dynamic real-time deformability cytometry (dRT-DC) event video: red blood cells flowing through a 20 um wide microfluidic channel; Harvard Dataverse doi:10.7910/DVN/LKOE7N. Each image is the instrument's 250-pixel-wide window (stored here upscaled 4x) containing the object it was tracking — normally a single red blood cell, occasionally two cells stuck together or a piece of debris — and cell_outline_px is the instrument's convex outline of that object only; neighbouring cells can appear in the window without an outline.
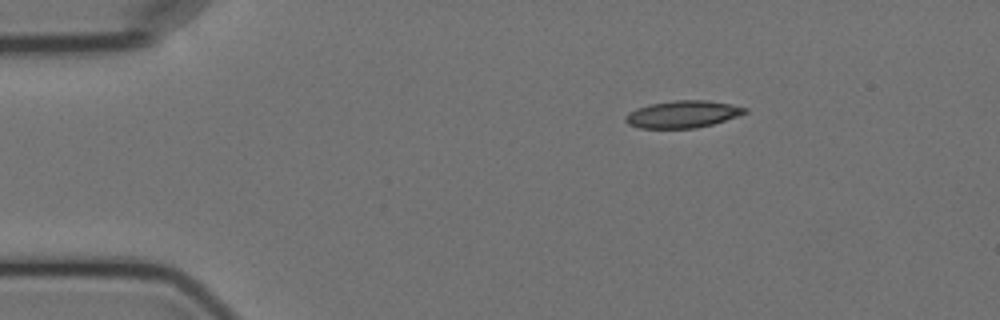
{"species": "Egyptian fruit bat (a non-hibernating species)", "species_latin": "Rousettus aegyptiacus", "temperature_condition": "cold", "stored_images_in_passage": 4, "camera_frame_rate_fps": 3000, "um_per_image_px": 0.085, "animal": {"sex": "female"}, "frame": {"image": 1, "passage_image": 1, "time_ms": 0.0, "image_size_px": [1000, 320], "cell_outline_px": [[748, 112], [712, 124], [696, 128], [640, 128], [628, 124], [624, 120], [624, 116], [628, 112], [636, 108], [648, 104], [676, 100], [704, 100], [732, 104], [748, 108]], "centroid_in_image_um": [57.99, 9.7], "position_along_channel_um": 27.0, "area_um2": 18.9}}
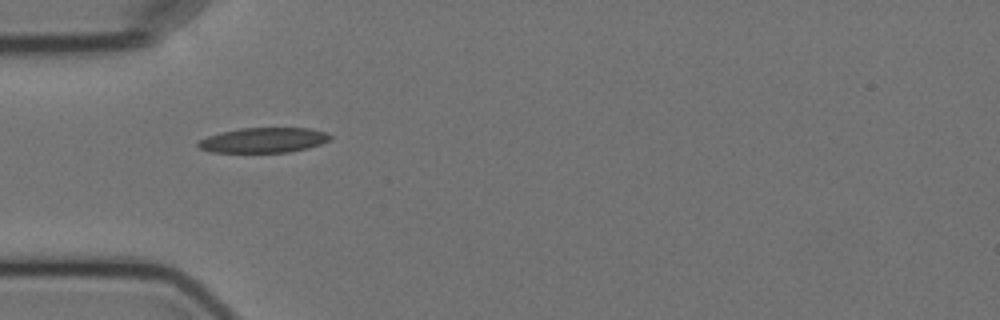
{"frame": {"image": 2, "passage_image": 3, "time_ms": 2.667, "image_size_px": [1000, 320], "cell_outline_px": [[332, 136], [328, 140], [320, 144], [308, 148], [288, 152], [212, 152], [200, 148], [196, 144], [200, 140], [208, 136], [220, 132], [240, 128], [308, 128], [324, 132]], "centroid_in_image_um": [22.38, 11.91], "position_along_channel_um": 62.6, "area_um2": 19.07}}
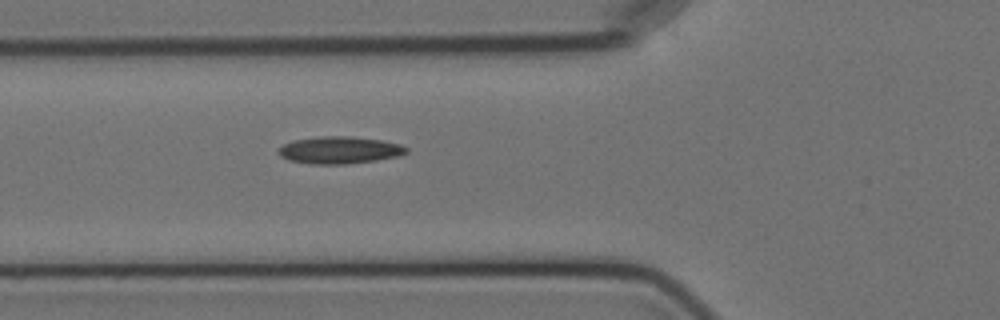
{"frame": {"image": 3, "passage_image": 4, "time_ms": 3.667, "image_size_px": [1000, 320], "cell_outline_px": [[408, 152], [396, 156], [376, 160], [344, 164], [312, 164], [288, 160], [280, 156], [276, 152], [284, 144], [296, 140], [320, 136], [352, 136], [380, 140], [400, 144], [408, 148]], "centroid_in_image_um": [28.84, 12.76], "position_along_channel_um": 97.0, "area_um2": 20.11}}